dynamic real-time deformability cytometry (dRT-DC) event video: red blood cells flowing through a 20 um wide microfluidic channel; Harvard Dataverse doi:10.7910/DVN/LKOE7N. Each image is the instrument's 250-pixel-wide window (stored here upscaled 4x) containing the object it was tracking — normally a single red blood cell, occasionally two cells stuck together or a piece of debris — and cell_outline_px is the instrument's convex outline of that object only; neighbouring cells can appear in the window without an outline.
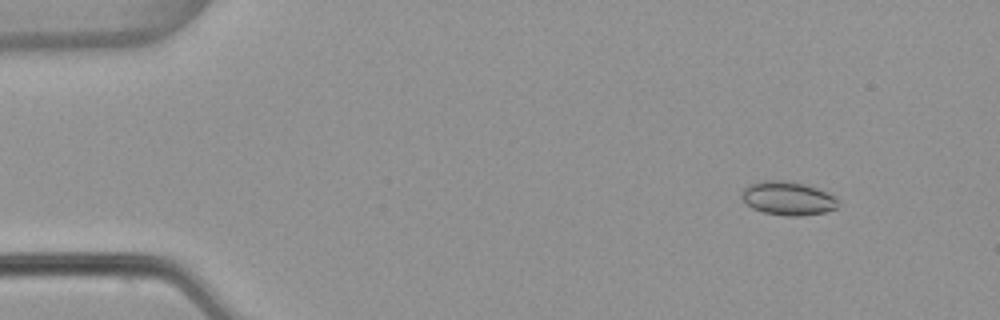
{"species": "common noctule bat (a hibernating species)", "species_latin": "Nyctalus noctula", "temperature_condition": "warm", "stored_images_in_passage": 49, "camera_frame_rate_fps": 3000, "um_per_image_px": 0.085, "animal": {"sex": "female", "body_mass_g": 22.7, "forearm_length_mm": 54.2}, "frame": {"image": 1, "passage_image": 2, "time_ms": 0.333, "image_size_px": [1000, 320], "cell_outline_px": [[840, 204], [836, 208], [824, 212], [800, 216], [784, 216], [764, 212], [752, 208], [740, 196], [740, 192], [748, 184], [764, 180], [784, 180], [804, 184], [828, 192], [836, 196]], "centroid_in_image_um": [66.97, 16.85], "position_along_channel_um": 18.0, "area_um2": 19.07}}
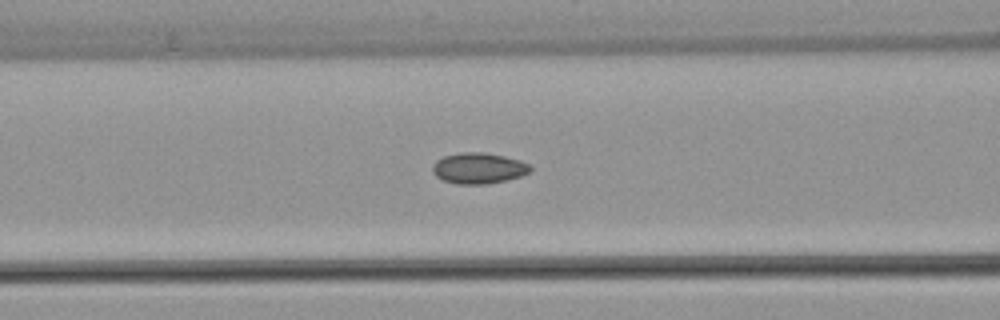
{"frame": {"image": 2, "passage_image": 18, "time_ms": 5.667, "image_size_px": [1000, 320], "cell_outline_px": [[532, 168], [528, 172], [520, 176], [488, 184], [456, 184], [444, 180], [436, 176], [432, 172], [432, 164], [436, 160], [444, 156], [460, 152], [484, 152], [504, 156], [520, 160], [528, 164]], "centroid_in_image_um": [40.64, 14.29], "position_along_channel_um": 126.0, "area_um2": 17.57}}
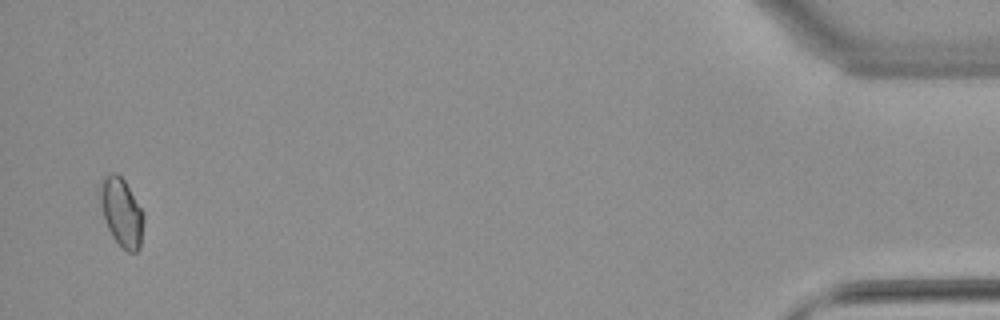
{"frame": {"image": 3, "passage_image": 48, "time_ms": 15.667, "image_size_px": [1000, 320], "cell_outline_px": [[144, 220], [140, 248], [136, 252], [128, 252], [112, 236], [104, 220], [96, 192], [104, 176], [112, 172], [116, 172], [124, 180], [144, 212]], "centroid_in_image_um": [10.3, 18.0], "position_along_channel_um": 424.9, "area_um2": 17.69}, "authors_computed_cell_mechanics": {"area_um2": 16.9354, "velocity_mm_per_s": 3.8688, "shape_relaxation_time_tau1_ms": null, "shape_relaxation_time_tau2_ms": 3.5916, "deformation_change_tau1": null, "deformation_change_tau2": 0.0561}}